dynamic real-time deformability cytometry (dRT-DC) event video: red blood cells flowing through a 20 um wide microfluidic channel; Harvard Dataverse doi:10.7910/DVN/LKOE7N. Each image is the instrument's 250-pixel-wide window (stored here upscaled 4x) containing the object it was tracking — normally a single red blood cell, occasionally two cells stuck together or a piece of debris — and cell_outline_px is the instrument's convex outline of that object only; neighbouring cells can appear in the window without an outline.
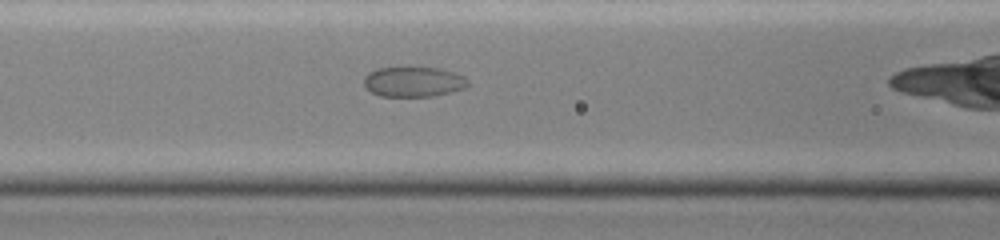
{"species": "common noctule bat (a hibernating species)", "species_latin": "Nyctalus noctula", "temperature_condition": "cold", "stored_images_in_passage": 35, "camera_frame_rate_fps": 3000, "um_per_image_px": 0.085, "animal": {"sex": "female", "body_mass_g": 19.0, "forearm_length_mm": 51.5}, "frame": {"image": 1, "passage_image": 11, "time_ms": 3.667, "image_size_px": [1000, 240], "cell_outline_px": [[468, 84], [464, 88], [452, 92], [432, 96], [380, 96], [372, 92], [364, 84], [364, 76], [368, 72], [376, 68], [404, 64], [440, 68], [464, 76], [468, 80]], "centroid_in_image_um": [35.12, 6.89], "position_along_channel_um": 131.5, "area_um2": 19.02}}
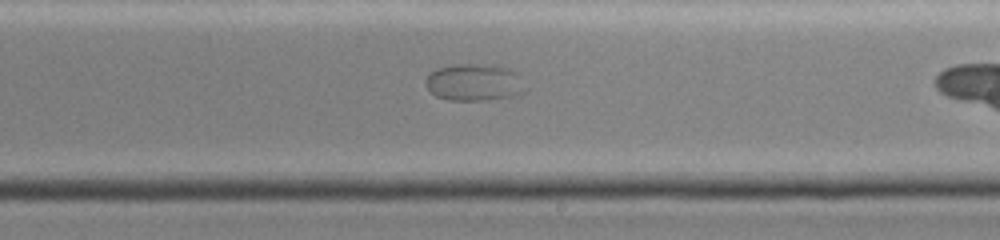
{"frame": {"image": 2, "passage_image": 22, "time_ms": 6.667, "image_size_px": [1000, 240], "cell_outline_px": [[528, 88], [524, 92], [512, 96], [488, 100], [448, 100], [436, 96], [424, 84], [424, 80], [436, 68], [452, 64], [496, 64], [508, 68], [516, 72]], "centroid_in_image_um": [40.33, 6.99], "position_along_channel_um": 248.7, "area_um2": 21.85}}
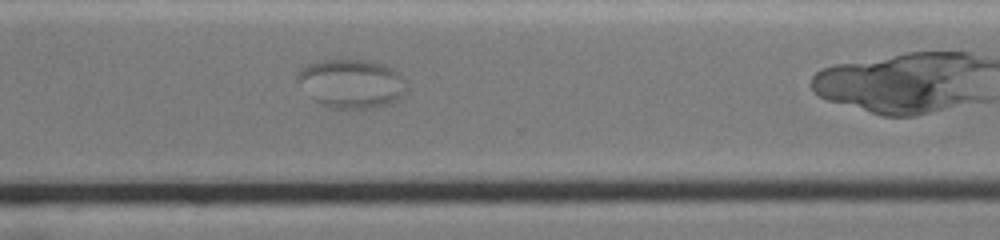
{"frame": {"image": 3, "passage_image": 29, "time_ms": 9.0, "image_size_px": [1000, 240], "cell_outline_px": [[408, 88], [404, 96], [396, 100], [372, 108], [328, 108], [316, 100], [296, 80], [296, 76], [300, 68], [304, 64], [320, 60], [372, 60], [384, 64], [400, 72], [408, 80]], "centroid_in_image_um": [29.93, 7.07], "position_along_channel_um": 340.7, "area_um2": 31.39}}